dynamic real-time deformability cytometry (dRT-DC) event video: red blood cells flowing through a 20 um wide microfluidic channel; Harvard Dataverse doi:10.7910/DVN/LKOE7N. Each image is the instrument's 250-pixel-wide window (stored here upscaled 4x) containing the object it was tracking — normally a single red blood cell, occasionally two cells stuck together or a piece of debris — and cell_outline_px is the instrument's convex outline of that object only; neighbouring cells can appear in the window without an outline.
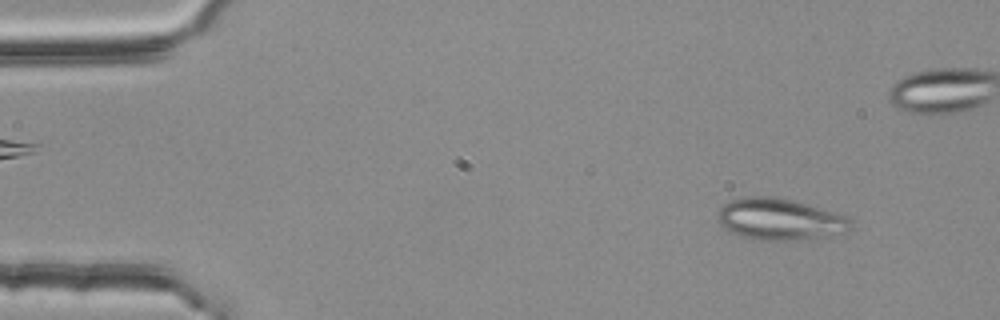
{"species": "common noctule bat (a hibernating species)", "species_latin": "Nyctalus noctula", "temperature_condition": "room temperature", "stored_images_in_passage": 54, "segment_of_instrument_passage": [1, 2], "camera_frame_rate_fps": 3000, "um_per_image_px": 0.085, "animal": {"sex": "female", "body_mass_g": 25.1}, "frame": {"image": 1, "passage_image": 5, "time_ms": 1.333, "image_size_px": [1000, 320], "cell_outline_px": [[852, 228], [848, 232], [788, 240], [756, 240], [740, 236], [724, 228], [720, 224], [716, 216], [720, 208], [724, 204], [732, 200], [748, 196], [768, 196], [792, 200], [844, 216], [852, 220]], "centroid_in_image_um": [66.22, 18.64], "position_along_channel_um": 18.8, "area_um2": 31.62}}